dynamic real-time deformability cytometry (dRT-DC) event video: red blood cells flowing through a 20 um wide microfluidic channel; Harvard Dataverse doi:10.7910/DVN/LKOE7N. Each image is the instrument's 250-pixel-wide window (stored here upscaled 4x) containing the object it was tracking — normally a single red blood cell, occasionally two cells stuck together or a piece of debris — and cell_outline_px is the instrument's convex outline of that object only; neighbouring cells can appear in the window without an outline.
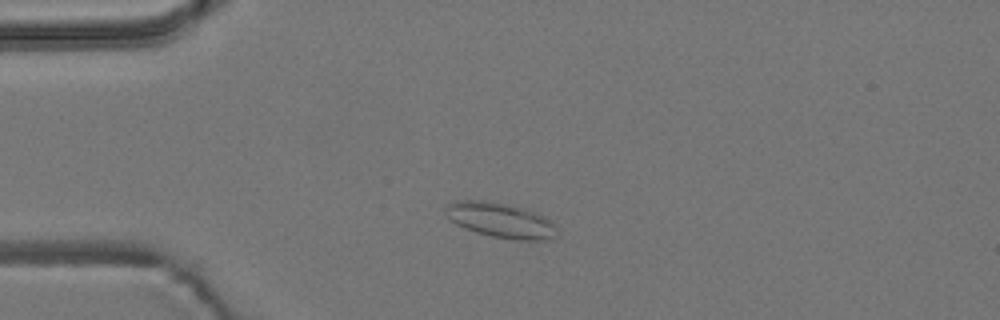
{"species": "common noctule bat (a hibernating species)", "species_latin": "Nyctalus noctula", "temperature_condition": "room temperature", "stored_images_in_passage": 50, "camera_frame_rate_fps": 3000, "um_per_image_px": 0.085, "animal": {"sex": "male", "body_mass_g": 19.2, "forearm_length_mm": 51.8}, "frame": {"image": 1, "passage_image": 8, "time_ms": 2.333, "image_size_px": [1000, 320], "cell_outline_px": [[556, 236], [552, 240], [512, 240], [492, 236], [476, 232], [456, 224], [448, 220], [444, 212], [444, 204], [456, 200], [480, 200], [504, 204], [524, 208], [536, 212], [544, 216], [552, 224]], "centroid_in_image_um": [42.47, 18.72], "position_along_channel_um": 42.5, "area_um2": 22.77}}
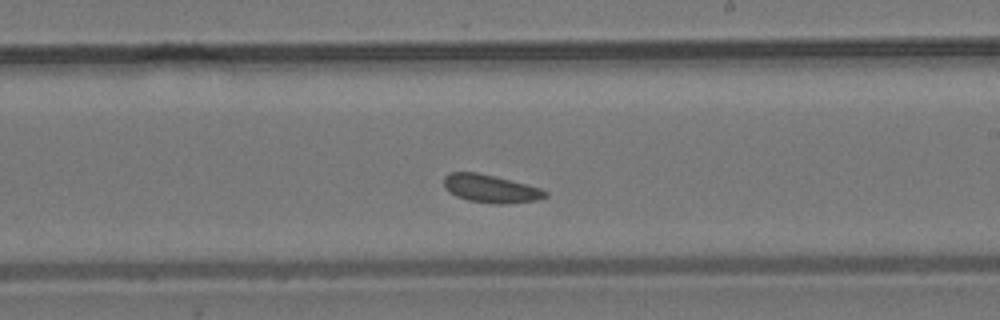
{"frame": {"image": 2, "passage_image": 27, "time_ms": 8.667, "image_size_px": [1000, 320], "cell_outline_px": [[548, 196], [536, 200], [500, 204], [492, 204], [468, 200], [456, 196], [444, 184], [444, 176], [452, 172], [476, 172], [496, 176], [540, 188], [548, 192]], "centroid_in_image_um": [41.73, 16.03], "position_along_channel_um": 247.3, "area_um2": 16.3}}
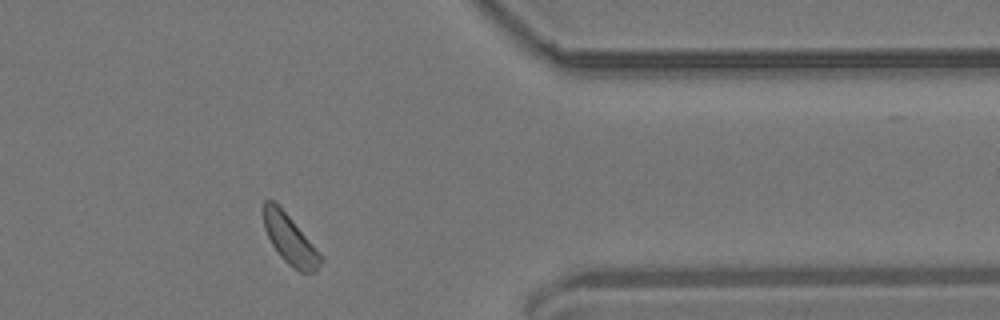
{"frame": {"image": 3, "passage_image": 40, "time_ms": 13.0, "image_size_px": [1000, 320], "cell_outline_px": [[324, 260], [316, 272], [300, 272], [292, 268], [280, 256], [272, 244], [264, 228], [264, 200], [276, 200], [324, 256]], "centroid_in_image_um": [24.69, 20.36], "position_along_channel_um": 386.7, "area_um2": 16.82}, "authors_computed_cell_mechanics": {"area_um2": 16.8198, "velocity_mm_per_s": 3.635, "shape_relaxation_time_tau1_ms": null, "shape_relaxation_time_tau2_ms": 1.8317, "deformation_change_tau1": null, "deformation_change_tau2": 0.0751}}